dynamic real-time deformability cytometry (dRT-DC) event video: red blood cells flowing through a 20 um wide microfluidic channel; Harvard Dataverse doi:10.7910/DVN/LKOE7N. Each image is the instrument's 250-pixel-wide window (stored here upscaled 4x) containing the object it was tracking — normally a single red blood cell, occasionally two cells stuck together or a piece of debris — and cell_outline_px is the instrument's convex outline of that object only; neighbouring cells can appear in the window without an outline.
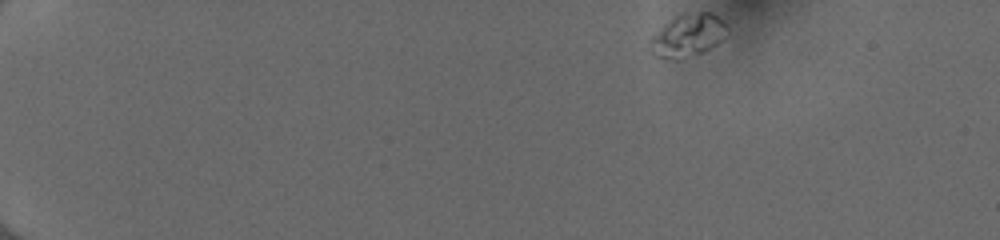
{"species": "human", "species_latin": "Homo sapiens", "temperature_condition": "cold", "stored_images_in_passage": 48, "camera_frame_rate_fps": 3000, "um_per_image_px": 0.085, "donor": {"sex": "female"}, "frame": {"image": 1, "passage_image": 1, "time_ms": 0.0, "image_size_px": [1000, 240], "cell_outline_px": [[724, 24], [716, 44], [700, 52], [676, 60], [672, 60], [652, 56], [648, 52], [648, 40], [664, 24], [676, 16], [700, 12], [712, 12]], "centroid_in_image_um": [58.28, 3.05], "position_along_channel_um": 26.7, "area_um2": 18.44}}
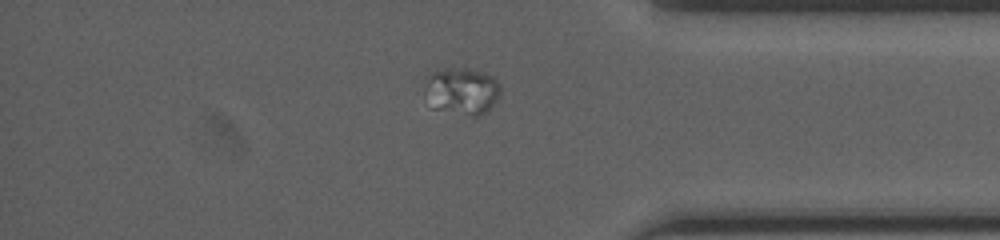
{"frame": {"image": 2, "passage_image": 41, "time_ms": 13.333, "image_size_px": [1000, 240], "cell_outline_px": [[500, 96], [484, 112], [476, 116], [472, 116], [432, 108], [424, 88], [432, 72], [444, 68], [464, 64], [484, 72], [492, 76], [500, 84]], "centroid_in_image_um": [39.28, 7.67], "position_along_channel_um": 395.9, "area_um2": 21.04}}
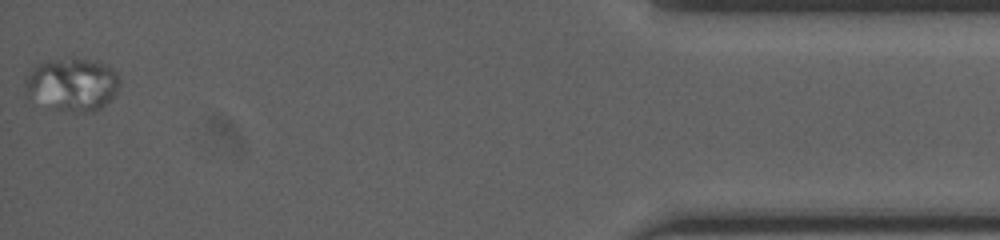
{"frame": {"image": 3, "passage_image": 48, "time_ms": 15.667, "image_size_px": [1000, 240], "cell_outline_px": [[120, 84], [116, 92], [100, 108], [92, 112], [72, 112], [56, 108], [28, 96], [24, 92], [24, 84], [32, 68], [40, 64], [52, 60], [68, 56], [76, 56], [104, 64], [112, 68], [116, 72], [120, 80]], "centroid_in_image_um": [6.16, 7.14], "position_along_channel_um": 429.0, "area_um2": 29.02}}